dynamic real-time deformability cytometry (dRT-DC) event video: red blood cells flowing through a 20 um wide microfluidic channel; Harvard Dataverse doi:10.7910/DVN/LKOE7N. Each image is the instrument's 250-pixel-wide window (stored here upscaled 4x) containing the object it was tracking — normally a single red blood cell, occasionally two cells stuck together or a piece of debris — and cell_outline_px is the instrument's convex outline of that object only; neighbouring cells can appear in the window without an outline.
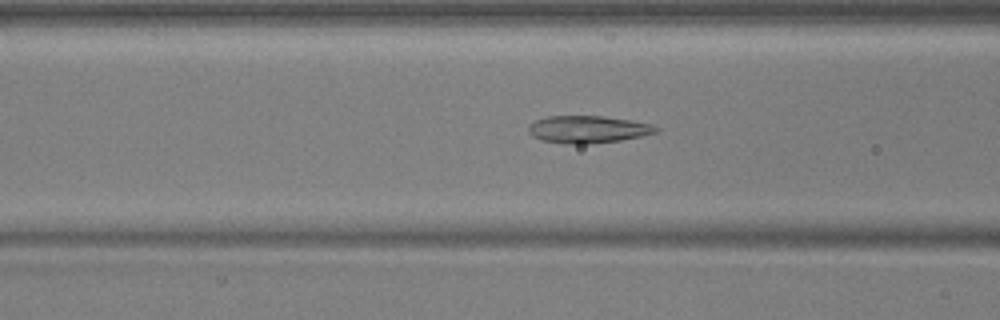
{"species": "common noctule bat (a hibernating species)", "species_latin": "Nyctalus noctula", "temperature_condition": "warm", "stored_images_in_passage": 52, "camera_frame_rate_fps": 3000, "um_per_image_px": 0.085, "animal": {"sex": "male", "body_mass_g": 17.9, "forearm_length_mm": 54.2}, "frame": {"image": 1, "passage_image": 20, "time_ms": 6.333, "image_size_px": [1000, 320], "cell_outline_px": [[660, 132], [620, 140], [588, 144], [564, 144], [540, 140], [532, 136], [528, 132], [528, 124], [536, 120], [548, 116], [604, 116], [652, 124], [660, 128]], "centroid_in_image_um": [49.95, 11.0], "position_along_channel_um": 116.6, "area_um2": 20.46}}
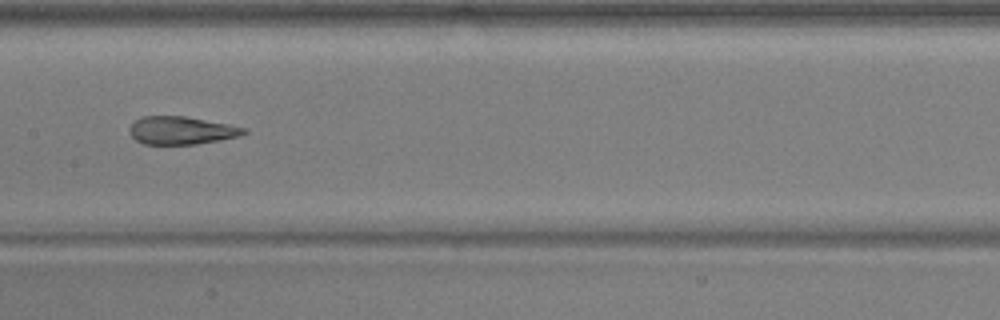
{"frame": {"image": 2, "passage_image": 26, "time_ms": 8.333, "image_size_px": [1000, 320], "cell_outline_px": [[248, 132], [240, 136], [196, 144], [144, 144], [136, 140], [128, 132], [128, 128], [136, 120], [144, 116], [184, 116], [228, 124], [248, 128]], "centroid_in_image_um": [15.42, 11.09], "position_along_channel_um": 192.0, "area_um2": 18.55}}
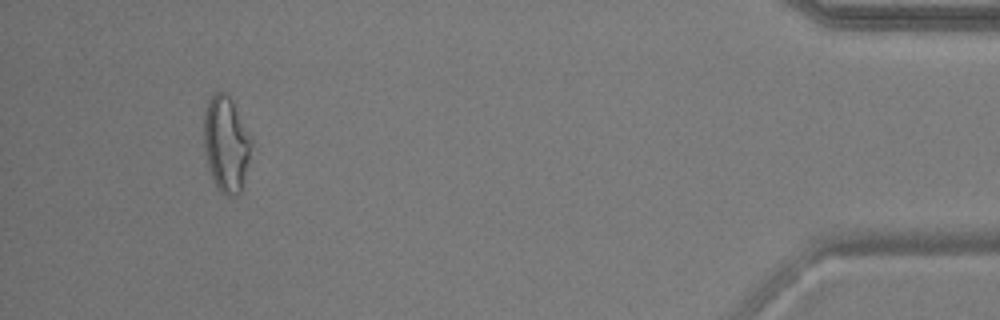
{"frame": {"image": 3, "passage_image": 49, "time_ms": 16.0, "image_size_px": [1000, 320], "cell_outline_px": [[252, 144], [240, 192], [236, 196], [224, 196], [220, 192], [208, 168], [204, 148], [204, 112], [208, 100], [212, 92], [224, 92], [232, 100], [252, 136]], "centroid_in_image_um": [19.21, 12.21], "position_along_channel_um": 416.0, "area_um2": 26.53}, "authors_computed_cell_mechanics": {"area_um2": 20.9814, "velocity_mm_per_s": 3.7565, "shape_relaxation_time_tau1_ms": 6.5458, "shape_relaxation_time_tau2_ms": 1.3262, "deformation_change_tau1": 0.2225, "deformation_change_tau2": 0.1092}}